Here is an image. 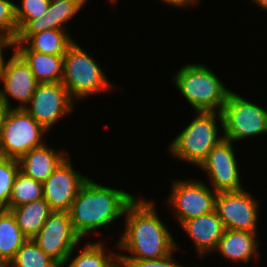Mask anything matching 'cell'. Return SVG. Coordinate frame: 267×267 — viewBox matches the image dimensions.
<instances>
[{"instance_id": "cell-1", "label": "cell", "mask_w": 267, "mask_h": 267, "mask_svg": "<svg viewBox=\"0 0 267 267\" xmlns=\"http://www.w3.org/2000/svg\"><path fill=\"white\" fill-rule=\"evenodd\" d=\"M154 204L136 197L126 207V228L116 246L121 249L119 252L123 249L130 254L119 253V259H159L177 250V244L159 219Z\"/></svg>"}, {"instance_id": "cell-2", "label": "cell", "mask_w": 267, "mask_h": 267, "mask_svg": "<svg viewBox=\"0 0 267 267\" xmlns=\"http://www.w3.org/2000/svg\"><path fill=\"white\" fill-rule=\"evenodd\" d=\"M136 197L119 189L88 179L80 188L69 210L72 226L82 239L92 231L121 218Z\"/></svg>"}, {"instance_id": "cell-3", "label": "cell", "mask_w": 267, "mask_h": 267, "mask_svg": "<svg viewBox=\"0 0 267 267\" xmlns=\"http://www.w3.org/2000/svg\"><path fill=\"white\" fill-rule=\"evenodd\" d=\"M173 79L195 112H222L230 89L211 69L203 64H186L175 73Z\"/></svg>"}, {"instance_id": "cell-4", "label": "cell", "mask_w": 267, "mask_h": 267, "mask_svg": "<svg viewBox=\"0 0 267 267\" xmlns=\"http://www.w3.org/2000/svg\"><path fill=\"white\" fill-rule=\"evenodd\" d=\"M196 115L171 142L169 151L179 160L199 167L210 150L224 138L218 134L216 125L217 119L223 129V118L222 113L217 111H197Z\"/></svg>"}, {"instance_id": "cell-5", "label": "cell", "mask_w": 267, "mask_h": 267, "mask_svg": "<svg viewBox=\"0 0 267 267\" xmlns=\"http://www.w3.org/2000/svg\"><path fill=\"white\" fill-rule=\"evenodd\" d=\"M61 83L73 100L109 92L113 87L99 63L76 41L64 54Z\"/></svg>"}, {"instance_id": "cell-6", "label": "cell", "mask_w": 267, "mask_h": 267, "mask_svg": "<svg viewBox=\"0 0 267 267\" xmlns=\"http://www.w3.org/2000/svg\"><path fill=\"white\" fill-rule=\"evenodd\" d=\"M44 129L24 108H10L3 121L0 156L19 159L31 149L42 146Z\"/></svg>"}, {"instance_id": "cell-7", "label": "cell", "mask_w": 267, "mask_h": 267, "mask_svg": "<svg viewBox=\"0 0 267 267\" xmlns=\"http://www.w3.org/2000/svg\"><path fill=\"white\" fill-rule=\"evenodd\" d=\"M223 137L236 142L267 133V110L230 91L222 109Z\"/></svg>"}, {"instance_id": "cell-8", "label": "cell", "mask_w": 267, "mask_h": 267, "mask_svg": "<svg viewBox=\"0 0 267 267\" xmlns=\"http://www.w3.org/2000/svg\"><path fill=\"white\" fill-rule=\"evenodd\" d=\"M167 203L180 225L215 210L217 192L198 180H174Z\"/></svg>"}, {"instance_id": "cell-9", "label": "cell", "mask_w": 267, "mask_h": 267, "mask_svg": "<svg viewBox=\"0 0 267 267\" xmlns=\"http://www.w3.org/2000/svg\"><path fill=\"white\" fill-rule=\"evenodd\" d=\"M33 240L45 254L61 265L76 250L81 238L72 226L69 211H53Z\"/></svg>"}, {"instance_id": "cell-10", "label": "cell", "mask_w": 267, "mask_h": 267, "mask_svg": "<svg viewBox=\"0 0 267 267\" xmlns=\"http://www.w3.org/2000/svg\"><path fill=\"white\" fill-rule=\"evenodd\" d=\"M74 100L61 83H38L24 109L47 131L73 110Z\"/></svg>"}, {"instance_id": "cell-11", "label": "cell", "mask_w": 267, "mask_h": 267, "mask_svg": "<svg viewBox=\"0 0 267 267\" xmlns=\"http://www.w3.org/2000/svg\"><path fill=\"white\" fill-rule=\"evenodd\" d=\"M0 101L8 108H24L32 98L38 82L25 60L14 50L7 62L0 64ZM9 97L18 100L19 106L12 107Z\"/></svg>"}, {"instance_id": "cell-12", "label": "cell", "mask_w": 267, "mask_h": 267, "mask_svg": "<svg viewBox=\"0 0 267 267\" xmlns=\"http://www.w3.org/2000/svg\"><path fill=\"white\" fill-rule=\"evenodd\" d=\"M245 190L219 192L215 210L225 229L258 232V200Z\"/></svg>"}, {"instance_id": "cell-13", "label": "cell", "mask_w": 267, "mask_h": 267, "mask_svg": "<svg viewBox=\"0 0 267 267\" xmlns=\"http://www.w3.org/2000/svg\"><path fill=\"white\" fill-rule=\"evenodd\" d=\"M232 141L221 139L208 153L199 166L210 176L213 189L217 193L244 189L239 178V166L233 151Z\"/></svg>"}, {"instance_id": "cell-14", "label": "cell", "mask_w": 267, "mask_h": 267, "mask_svg": "<svg viewBox=\"0 0 267 267\" xmlns=\"http://www.w3.org/2000/svg\"><path fill=\"white\" fill-rule=\"evenodd\" d=\"M68 155L43 183V198L53 211H69L80 188L89 179L75 171Z\"/></svg>"}, {"instance_id": "cell-15", "label": "cell", "mask_w": 267, "mask_h": 267, "mask_svg": "<svg viewBox=\"0 0 267 267\" xmlns=\"http://www.w3.org/2000/svg\"><path fill=\"white\" fill-rule=\"evenodd\" d=\"M88 0H64L50 3L46 13L40 18L29 20L19 31L14 43H24L32 34L45 30L65 29V24L78 14Z\"/></svg>"}, {"instance_id": "cell-16", "label": "cell", "mask_w": 267, "mask_h": 267, "mask_svg": "<svg viewBox=\"0 0 267 267\" xmlns=\"http://www.w3.org/2000/svg\"><path fill=\"white\" fill-rule=\"evenodd\" d=\"M181 226L187 235L191 237L201 257L207 254V252L215 251L225 231L223 222L216 210L193 219H188Z\"/></svg>"}, {"instance_id": "cell-17", "label": "cell", "mask_w": 267, "mask_h": 267, "mask_svg": "<svg viewBox=\"0 0 267 267\" xmlns=\"http://www.w3.org/2000/svg\"><path fill=\"white\" fill-rule=\"evenodd\" d=\"M64 151H56L46 144L33 148L18 159L20 171L44 183L68 156L69 153Z\"/></svg>"}, {"instance_id": "cell-18", "label": "cell", "mask_w": 267, "mask_h": 267, "mask_svg": "<svg viewBox=\"0 0 267 267\" xmlns=\"http://www.w3.org/2000/svg\"><path fill=\"white\" fill-rule=\"evenodd\" d=\"M13 49L29 65L38 83L62 82L64 55L31 51L24 43H14Z\"/></svg>"}, {"instance_id": "cell-19", "label": "cell", "mask_w": 267, "mask_h": 267, "mask_svg": "<svg viewBox=\"0 0 267 267\" xmlns=\"http://www.w3.org/2000/svg\"><path fill=\"white\" fill-rule=\"evenodd\" d=\"M257 232L225 229L215 250L233 262H249L258 258ZM253 255V256H252Z\"/></svg>"}, {"instance_id": "cell-20", "label": "cell", "mask_w": 267, "mask_h": 267, "mask_svg": "<svg viewBox=\"0 0 267 267\" xmlns=\"http://www.w3.org/2000/svg\"><path fill=\"white\" fill-rule=\"evenodd\" d=\"M27 239H33L53 212L44 198L9 209Z\"/></svg>"}, {"instance_id": "cell-21", "label": "cell", "mask_w": 267, "mask_h": 267, "mask_svg": "<svg viewBox=\"0 0 267 267\" xmlns=\"http://www.w3.org/2000/svg\"><path fill=\"white\" fill-rule=\"evenodd\" d=\"M104 248L101 242L83 245L79 254L71 259L72 251L60 267H120L119 253L107 254Z\"/></svg>"}, {"instance_id": "cell-22", "label": "cell", "mask_w": 267, "mask_h": 267, "mask_svg": "<svg viewBox=\"0 0 267 267\" xmlns=\"http://www.w3.org/2000/svg\"><path fill=\"white\" fill-rule=\"evenodd\" d=\"M26 240L12 212L0 209V259L8 265Z\"/></svg>"}, {"instance_id": "cell-23", "label": "cell", "mask_w": 267, "mask_h": 267, "mask_svg": "<svg viewBox=\"0 0 267 267\" xmlns=\"http://www.w3.org/2000/svg\"><path fill=\"white\" fill-rule=\"evenodd\" d=\"M74 42L66 30L51 29L32 34L24 44L31 51L49 55H64Z\"/></svg>"}, {"instance_id": "cell-24", "label": "cell", "mask_w": 267, "mask_h": 267, "mask_svg": "<svg viewBox=\"0 0 267 267\" xmlns=\"http://www.w3.org/2000/svg\"><path fill=\"white\" fill-rule=\"evenodd\" d=\"M43 194V183L34 180L19 170L12 187L9 205L6 209L9 210L10 208L41 199Z\"/></svg>"}, {"instance_id": "cell-25", "label": "cell", "mask_w": 267, "mask_h": 267, "mask_svg": "<svg viewBox=\"0 0 267 267\" xmlns=\"http://www.w3.org/2000/svg\"><path fill=\"white\" fill-rule=\"evenodd\" d=\"M8 267H60V265L45 254L33 239H27L9 262Z\"/></svg>"}, {"instance_id": "cell-26", "label": "cell", "mask_w": 267, "mask_h": 267, "mask_svg": "<svg viewBox=\"0 0 267 267\" xmlns=\"http://www.w3.org/2000/svg\"><path fill=\"white\" fill-rule=\"evenodd\" d=\"M18 159L0 156V209H6L12 192V187L19 172Z\"/></svg>"}, {"instance_id": "cell-27", "label": "cell", "mask_w": 267, "mask_h": 267, "mask_svg": "<svg viewBox=\"0 0 267 267\" xmlns=\"http://www.w3.org/2000/svg\"><path fill=\"white\" fill-rule=\"evenodd\" d=\"M50 6L49 0H21V6L15 5V17L18 31L32 19L43 16Z\"/></svg>"}, {"instance_id": "cell-28", "label": "cell", "mask_w": 267, "mask_h": 267, "mask_svg": "<svg viewBox=\"0 0 267 267\" xmlns=\"http://www.w3.org/2000/svg\"><path fill=\"white\" fill-rule=\"evenodd\" d=\"M15 5L10 0H0V30L9 35L13 40L18 34Z\"/></svg>"}, {"instance_id": "cell-29", "label": "cell", "mask_w": 267, "mask_h": 267, "mask_svg": "<svg viewBox=\"0 0 267 267\" xmlns=\"http://www.w3.org/2000/svg\"><path fill=\"white\" fill-rule=\"evenodd\" d=\"M172 255L173 252L159 259H119V262L120 267H184L179 265Z\"/></svg>"}, {"instance_id": "cell-30", "label": "cell", "mask_w": 267, "mask_h": 267, "mask_svg": "<svg viewBox=\"0 0 267 267\" xmlns=\"http://www.w3.org/2000/svg\"><path fill=\"white\" fill-rule=\"evenodd\" d=\"M11 47H14V40L9 35L0 30V64L4 61V49Z\"/></svg>"}, {"instance_id": "cell-31", "label": "cell", "mask_w": 267, "mask_h": 267, "mask_svg": "<svg viewBox=\"0 0 267 267\" xmlns=\"http://www.w3.org/2000/svg\"><path fill=\"white\" fill-rule=\"evenodd\" d=\"M163 3H167L170 6L173 7H189V6H193V4L198 3L196 1L198 0H161Z\"/></svg>"}, {"instance_id": "cell-32", "label": "cell", "mask_w": 267, "mask_h": 267, "mask_svg": "<svg viewBox=\"0 0 267 267\" xmlns=\"http://www.w3.org/2000/svg\"><path fill=\"white\" fill-rule=\"evenodd\" d=\"M8 108L0 101V138L3 128V121L5 119Z\"/></svg>"}, {"instance_id": "cell-33", "label": "cell", "mask_w": 267, "mask_h": 267, "mask_svg": "<svg viewBox=\"0 0 267 267\" xmlns=\"http://www.w3.org/2000/svg\"><path fill=\"white\" fill-rule=\"evenodd\" d=\"M258 7H261L263 10L267 11V0H252Z\"/></svg>"}, {"instance_id": "cell-34", "label": "cell", "mask_w": 267, "mask_h": 267, "mask_svg": "<svg viewBox=\"0 0 267 267\" xmlns=\"http://www.w3.org/2000/svg\"><path fill=\"white\" fill-rule=\"evenodd\" d=\"M0 267H8V265L0 259Z\"/></svg>"}, {"instance_id": "cell-35", "label": "cell", "mask_w": 267, "mask_h": 267, "mask_svg": "<svg viewBox=\"0 0 267 267\" xmlns=\"http://www.w3.org/2000/svg\"><path fill=\"white\" fill-rule=\"evenodd\" d=\"M50 3H53V2H59V1H64V0H49Z\"/></svg>"}, {"instance_id": "cell-36", "label": "cell", "mask_w": 267, "mask_h": 267, "mask_svg": "<svg viewBox=\"0 0 267 267\" xmlns=\"http://www.w3.org/2000/svg\"><path fill=\"white\" fill-rule=\"evenodd\" d=\"M110 1H111L113 4H114V3L116 4V1H117V0H110Z\"/></svg>"}]
</instances>
